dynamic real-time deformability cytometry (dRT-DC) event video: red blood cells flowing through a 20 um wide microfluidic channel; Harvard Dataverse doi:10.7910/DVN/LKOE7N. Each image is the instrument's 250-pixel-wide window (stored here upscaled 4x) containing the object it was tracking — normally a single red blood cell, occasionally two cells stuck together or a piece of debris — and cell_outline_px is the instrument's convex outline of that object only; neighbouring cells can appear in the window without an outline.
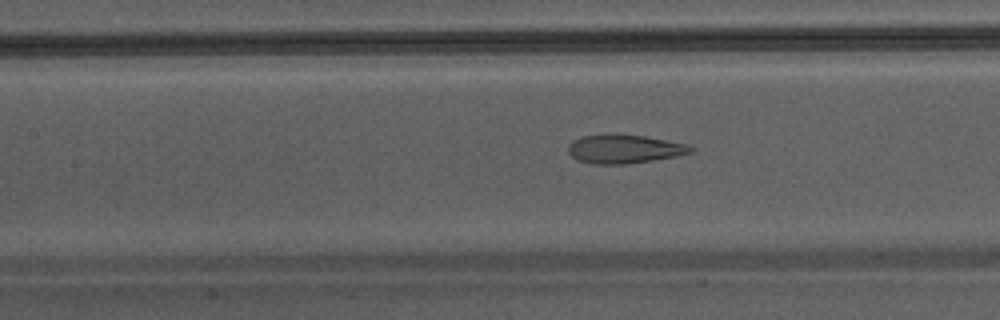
{"species": "Egyptian fruit bat (a non-hibernating species)", "species_latin": "Rousettus aegyptiacus", "temperature_condition": "warm", "stored_images_in_passage": 5, "camera_frame_rate_fps": 3000, "um_per_image_px": 0.085, "animal": {"sex": "male"}, "frame": {"image": 1, "passage_image": 5, "time_ms": 1.333, "image_size_px": [1000, 320], "cell_outline_px": [[696, 148], [692, 152], [676, 156], [628, 164], [592, 164], [576, 160], [568, 152], [568, 144], [572, 140], [584, 136], [616, 132], [644, 136], [688, 144]], "centroid_in_image_um": [53.04, 12.64], "position_along_channel_um": 154.4, "area_um2": 20.92}}